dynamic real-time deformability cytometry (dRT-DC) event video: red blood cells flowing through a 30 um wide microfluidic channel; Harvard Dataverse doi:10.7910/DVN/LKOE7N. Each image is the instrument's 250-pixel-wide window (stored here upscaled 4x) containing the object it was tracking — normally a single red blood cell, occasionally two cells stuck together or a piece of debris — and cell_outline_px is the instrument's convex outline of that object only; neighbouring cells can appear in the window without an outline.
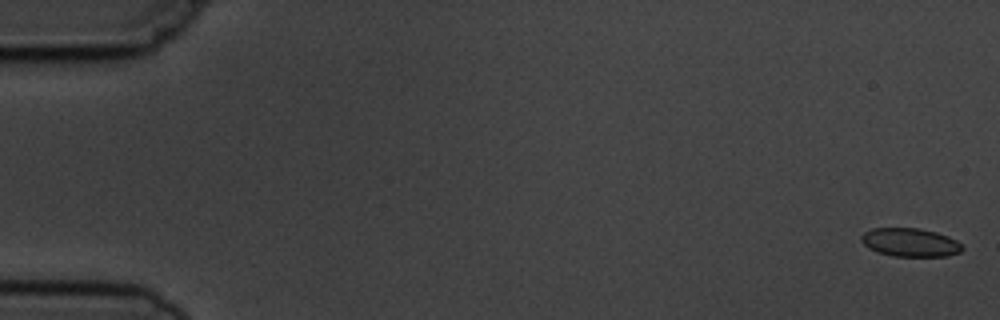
{"species": "common noctule bat (a hibernating species)", "species_latin": "Nyctalus noctula", "temperature_condition": "cold", "stored_images_in_passage": 5, "camera_frame_rate_fps": 3000, "um_per_image_px": 0.085, "animal": {"sex": "male", "body_mass_g": 19.5, "forearm_length_mm": 54.6}, "frame": {"image": 1, "passage_image": 1, "time_ms": 0.0, "image_size_px": [1000, 320], "cell_outline_px": [[964, 248], [960, 252], [948, 256], [892, 256], [876, 252], [868, 248], [860, 240], [860, 236], [864, 232], [872, 228], [920, 228], [936, 232], [948, 236], [956, 240]], "centroid_in_image_um": [77.34, 20.6], "position_along_channel_um": 7.7, "area_um2": 16.88}}
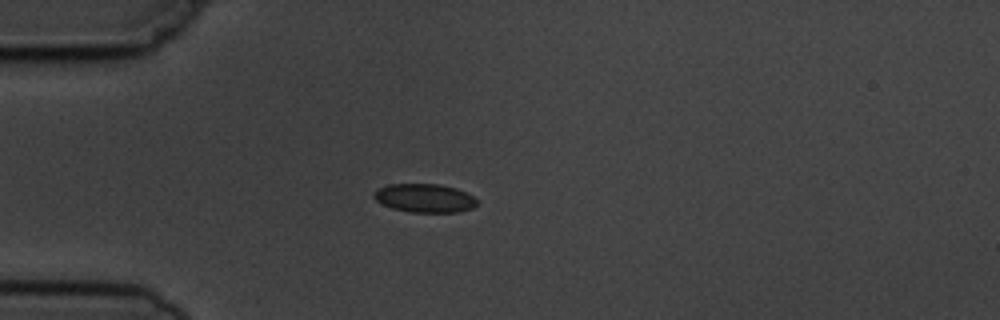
{"frame": {"image": 2, "passage_image": 5, "time_ms": 4.667, "image_size_px": [1000, 320], "cell_outline_px": [[476, 204], [472, 208], [460, 212], [412, 212], [392, 208], [376, 200], [372, 196], [372, 192], [376, 188], [388, 184], [440, 184], [456, 188], [472, 196], [476, 200]], "centroid_in_image_um": [36.05, 16.83], "position_along_channel_um": 49.0, "area_um2": 17.17}}